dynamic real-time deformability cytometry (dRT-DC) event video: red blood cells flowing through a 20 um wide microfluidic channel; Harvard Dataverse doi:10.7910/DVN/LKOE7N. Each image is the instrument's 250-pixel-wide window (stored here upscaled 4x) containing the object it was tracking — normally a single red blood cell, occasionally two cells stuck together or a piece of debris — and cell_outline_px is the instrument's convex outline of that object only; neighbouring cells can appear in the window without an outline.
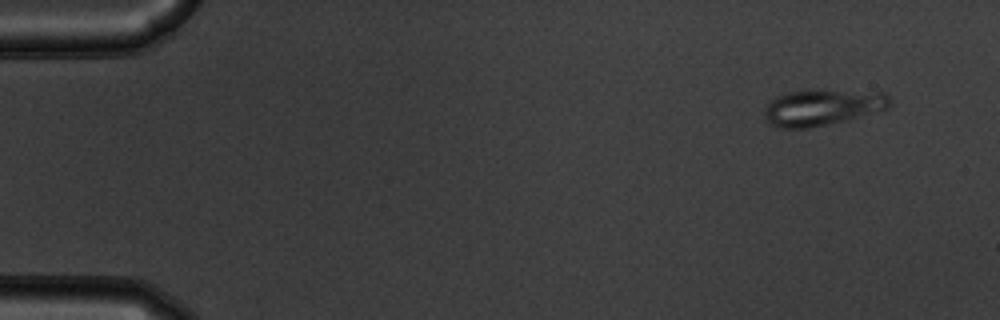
{"species": "common noctule bat (a hibernating species)", "species_latin": "Nyctalus noctula", "temperature_condition": "warm", "stored_images_in_passage": 52, "camera_frame_rate_fps": 3000, "um_per_image_px": 0.085, "animal": {"sex": "male", "body_mass_g": 19.5, "forearm_length_mm": 54.6}, "frame": {"image": 1, "passage_image": 2, "time_ms": 0.333, "image_size_px": [1000, 320], "cell_outline_px": [[892, 104], [888, 108], [880, 112], [808, 128], [780, 128], [772, 124], [764, 116], [764, 108], [776, 96], [784, 92], [808, 88], [888, 92], [892, 96]], "centroid_in_image_um": [69.98, 9.07], "position_along_channel_um": 15.0, "area_um2": 27.34}}
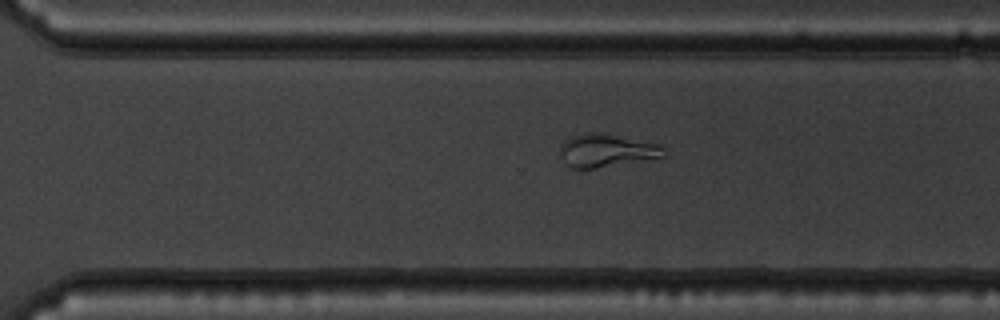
{"frame": {"image": 2, "passage_image": 36, "time_ms": 11.667, "image_size_px": [1000, 320], "cell_outline_px": [[664, 156], [592, 168], [572, 168], [564, 160], [560, 152], [560, 144], [564, 140], [572, 136], [588, 132], [608, 132], [660, 144], [664, 148]], "centroid_in_image_um": [51.54, 12.74], "position_along_channel_um": 319.1, "area_um2": 19.83}}
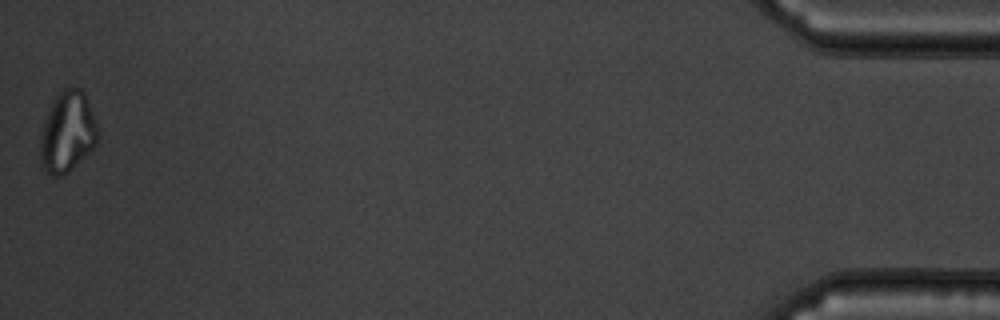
{"frame": {"image": 3, "passage_image": 52, "time_ms": 17.0, "image_size_px": [1000, 320], "cell_outline_px": [[100, 132], [96, 144], [68, 172], [60, 176], [52, 176], [44, 172], [40, 164], [40, 136], [44, 120], [52, 100], [64, 88], [80, 88], [84, 92]], "centroid_in_image_um": [5.71, 11.24], "position_along_channel_um": 429.5, "area_um2": 27.17}}